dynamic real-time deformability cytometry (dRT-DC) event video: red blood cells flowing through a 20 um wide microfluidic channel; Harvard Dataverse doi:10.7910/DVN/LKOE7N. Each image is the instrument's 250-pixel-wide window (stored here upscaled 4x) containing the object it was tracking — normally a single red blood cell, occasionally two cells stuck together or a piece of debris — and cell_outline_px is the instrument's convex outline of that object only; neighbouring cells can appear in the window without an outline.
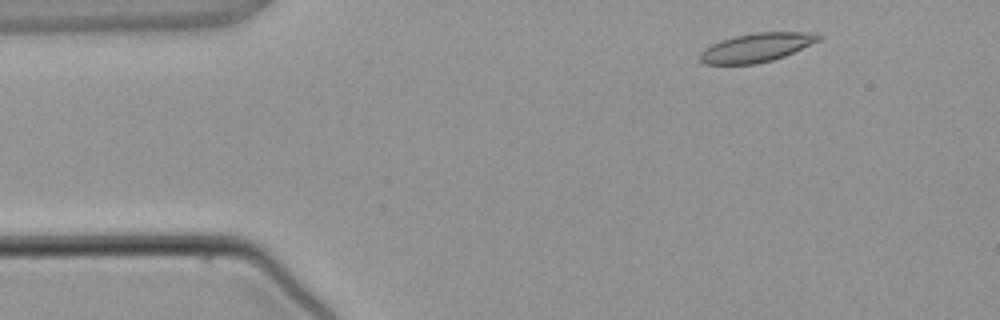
{"species": "common noctule bat (a hibernating species)", "species_latin": "Nyctalus noctula", "temperature_condition": "warm", "stored_images_in_passage": 2, "camera_frame_rate_fps": 3000, "um_per_image_px": 0.085, "animal": {"sex": "male", "body_mass_g": 21.5, "forearm_length_mm": 52.0}, "frame": {"image": 1, "passage_image": 1, "time_ms": 0.0, "image_size_px": [1000, 320], "cell_outline_px": [[824, 36], [820, 40], [784, 56], [772, 60], [756, 64], [704, 64], [700, 60], [700, 52], [704, 48], [720, 40], [736, 36], [756, 32], [816, 32]], "centroid_in_image_um": [64.32, 4.03], "position_along_channel_um": 20.7, "area_um2": 19.94}}